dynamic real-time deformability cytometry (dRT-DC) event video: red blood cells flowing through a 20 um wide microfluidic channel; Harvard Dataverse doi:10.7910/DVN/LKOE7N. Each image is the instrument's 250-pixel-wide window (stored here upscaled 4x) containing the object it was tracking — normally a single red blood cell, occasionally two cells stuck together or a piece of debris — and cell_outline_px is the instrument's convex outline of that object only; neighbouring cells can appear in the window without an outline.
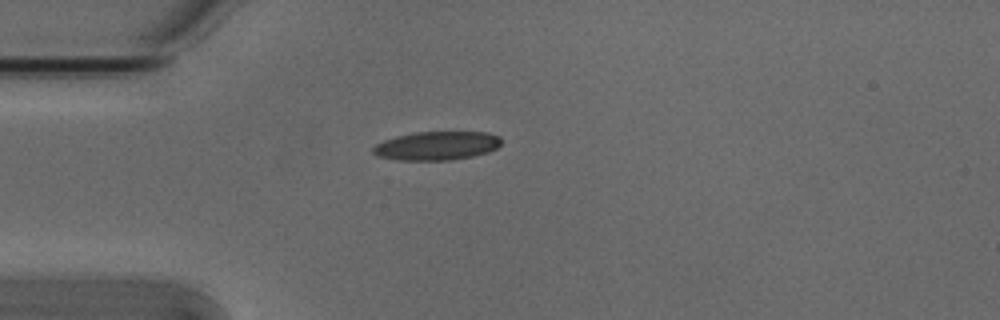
{"species": "Egyptian fruit bat (a non-hibernating species)", "species_latin": "Rousettus aegyptiacus", "temperature_condition": "cold", "stored_images_in_passage": 1, "camera_frame_rate_fps": 3000, "um_per_image_px": 0.085, "animal": {"sex": "male"}, "frame": {"image": 1, "passage_image": 1, "time_ms": 0.0, "image_size_px": [1000, 320], "cell_outline_px": [[500, 144], [496, 148], [488, 152], [472, 156], [452, 160], [400, 160], [376, 156], [372, 152], [372, 148], [376, 144], [384, 140], [396, 136], [412, 132], [488, 132], [500, 136]], "centroid_in_image_um": [37.1, 12.38], "position_along_channel_um": 47.9, "area_um2": 21.5}}